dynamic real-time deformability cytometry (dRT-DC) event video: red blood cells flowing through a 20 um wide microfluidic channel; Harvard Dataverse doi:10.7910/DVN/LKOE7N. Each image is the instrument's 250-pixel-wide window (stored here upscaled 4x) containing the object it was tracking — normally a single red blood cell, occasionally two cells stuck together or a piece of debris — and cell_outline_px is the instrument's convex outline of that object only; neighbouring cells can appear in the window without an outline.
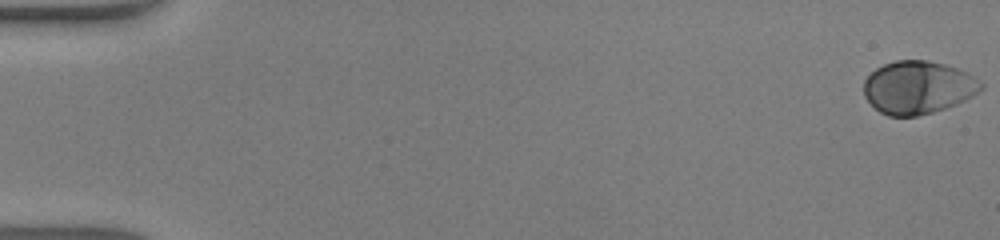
{"species": "human", "species_latin": "Homo sapiens", "temperature_condition": "warm", "stored_images_in_passage": 49, "camera_frame_rate_fps": 3000, "um_per_image_px": 0.085, "donor": {"sex": "male"}, "frame": {"image": 1, "passage_image": 1, "time_ms": 0.0, "image_size_px": [1000, 240], "cell_outline_px": [[984, 88], [972, 96], [956, 104], [932, 112], [916, 116], [888, 116], [880, 112], [864, 96], [864, 80], [876, 68], [884, 64], [896, 60], [928, 60], [944, 64], [968, 72], [980, 80], [984, 84]], "centroid_in_image_um": [78.05, 7.42], "position_along_channel_um": 7.0, "area_um2": 36.13}}
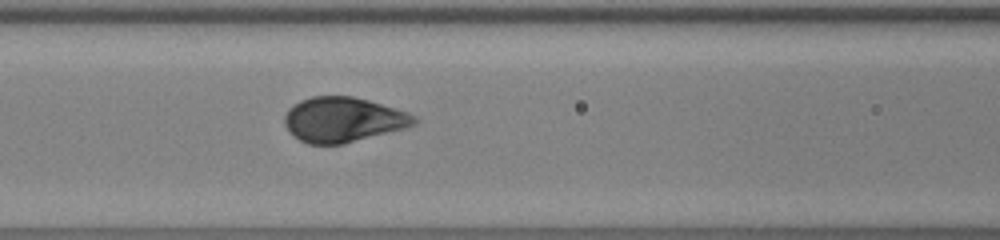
{"frame": {"image": 2, "passage_image": 22, "time_ms": 7.0, "image_size_px": [1000, 240], "cell_outline_px": [[416, 124], [408, 128], [344, 144], [308, 144], [300, 140], [284, 124], [284, 116], [288, 108], [300, 100], [312, 96], [352, 96], [368, 100], [408, 112], [416, 116]], "centroid_in_image_um": [29.19, 10.17], "position_along_channel_um": 137.4, "area_um2": 34.04}}
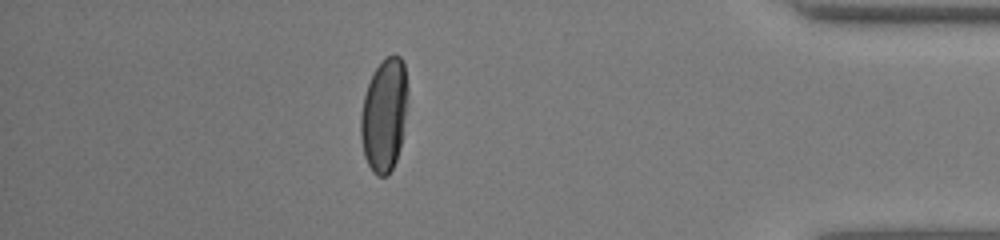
{"frame": {"image": 3, "passage_image": 43, "time_ms": 14.0, "image_size_px": [1000, 240], "cell_outline_px": [[408, 92], [400, 148], [396, 160], [388, 176], [376, 176], [372, 172], [364, 156], [360, 136], [360, 116], [364, 96], [368, 84], [376, 68], [388, 56], [400, 56], [404, 64], [408, 88]], "centroid_in_image_um": [32.65, 9.81], "position_along_channel_um": 402.6, "area_um2": 30.87}, "authors_computed_cell_mechanics": {"area_um2": 34.969, "velocity_mm_per_s": 4.3282, "shape_relaxation_time_tau1_ms": 2.188, "shape_relaxation_time_tau2_ms": null, "deformation_change_tau1": 0.1666, "deformation_change_tau2": null}}